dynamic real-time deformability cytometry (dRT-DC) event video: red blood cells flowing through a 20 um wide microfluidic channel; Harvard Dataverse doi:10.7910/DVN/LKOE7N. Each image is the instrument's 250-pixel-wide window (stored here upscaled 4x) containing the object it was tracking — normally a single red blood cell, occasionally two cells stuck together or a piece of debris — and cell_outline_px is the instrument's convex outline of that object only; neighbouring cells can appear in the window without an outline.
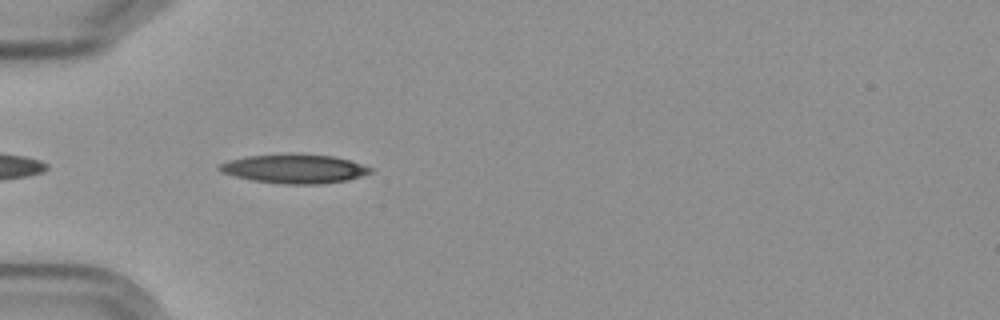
{"species": "Egyptian fruit bat (a non-hibernating species)", "species_latin": "Rousettus aegyptiacus", "temperature_condition": "cold", "stored_images_in_passage": 6, "camera_frame_rate_fps": 3000, "um_per_image_px": 0.085, "frame": {"image": 1, "passage_image": 4, "time_ms": 3.333, "image_size_px": [1000, 320], "cell_outline_px": [[372, 172], [348, 180], [320, 184], [284, 184], [252, 180], [220, 172], [216, 168], [220, 164], [228, 160], [248, 156], [292, 152], [296, 152], [336, 156], [352, 160], [372, 168]], "centroid_in_image_um": [25.04, 14.31], "position_along_channel_um": 60.0, "area_um2": 26.07}}
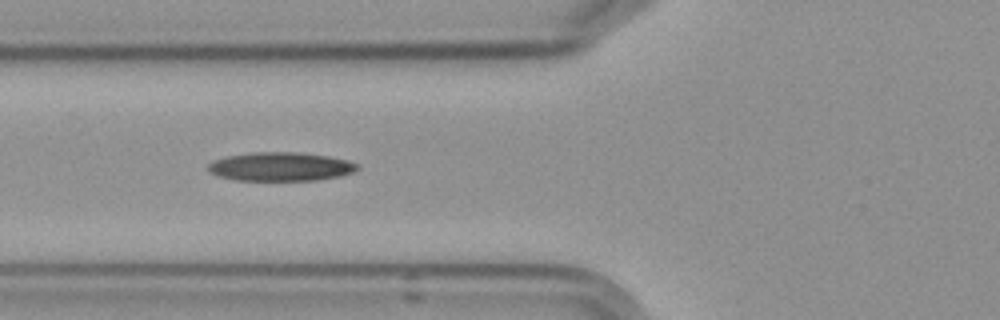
{"frame": {"image": 2, "passage_image": 5, "time_ms": 4.667, "image_size_px": [1000, 320], "cell_outline_px": [[360, 168], [352, 172], [340, 176], [316, 180], [236, 180], [216, 176], [208, 172], [208, 164], [212, 160], [228, 156], [252, 152], [296, 152], [328, 156], [344, 160], [356, 164]], "centroid_in_image_um": [23.78, 14.16], "position_along_channel_um": 102.0, "area_um2": 24.91}}
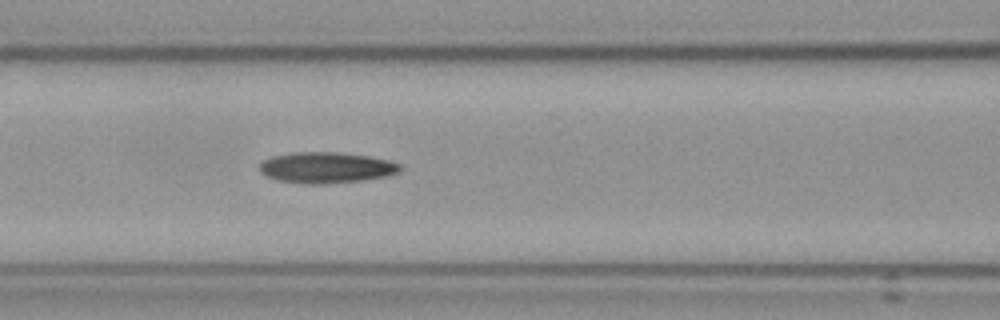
{"frame": {"image": 3, "passage_image": 6, "time_ms": 5.667, "image_size_px": [1000, 320], "cell_outline_px": [[400, 168], [396, 172], [384, 176], [360, 180], [324, 184], [304, 184], [280, 180], [264, 176], [256, 168], [264, 160], [272, 156], [292, 152], [336, 152], [368, 156], [388, 160], [400, 164]], "centroid_in_image_um": [27.64, 14.24], "position_along_channel_um": 139.0, "area_um2": 25.2}}